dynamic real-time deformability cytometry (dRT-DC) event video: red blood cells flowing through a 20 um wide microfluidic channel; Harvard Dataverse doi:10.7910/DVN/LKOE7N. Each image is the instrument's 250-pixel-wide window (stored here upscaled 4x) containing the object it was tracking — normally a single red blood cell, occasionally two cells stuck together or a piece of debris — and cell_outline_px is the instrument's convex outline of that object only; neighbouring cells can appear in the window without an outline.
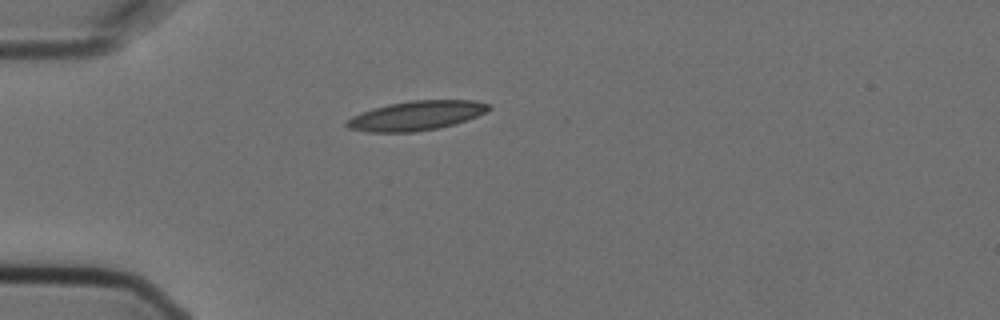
{"species": "Egyptian fruit bat (a non-hibernating species)", "species_latin": "Rousettus aegyptiacus", "temperature_condition": "cold", "stored_images_in_passage": 1, "camera_frame_rate_fps": 3000, "um_per_image_px": 0.085, "animal": {"sex": "female"}, "frame": {"image": 1, "passage_image": 1, "time_ms": 0.0, "image_size_px": [1000, 320], "cell_outline_px": [[492, 108], [476, 116], [440, 128], [412, 132], [368, 132], [348, 128], [344, 124], [352, 116], [360, 112], [388, 104], [412, 100], [476, 100], [492, 104]], "centroid_in_image_um": [35.38, 9.82], "position_along_channel_um": 49.6, "area_um2": 24.28}}